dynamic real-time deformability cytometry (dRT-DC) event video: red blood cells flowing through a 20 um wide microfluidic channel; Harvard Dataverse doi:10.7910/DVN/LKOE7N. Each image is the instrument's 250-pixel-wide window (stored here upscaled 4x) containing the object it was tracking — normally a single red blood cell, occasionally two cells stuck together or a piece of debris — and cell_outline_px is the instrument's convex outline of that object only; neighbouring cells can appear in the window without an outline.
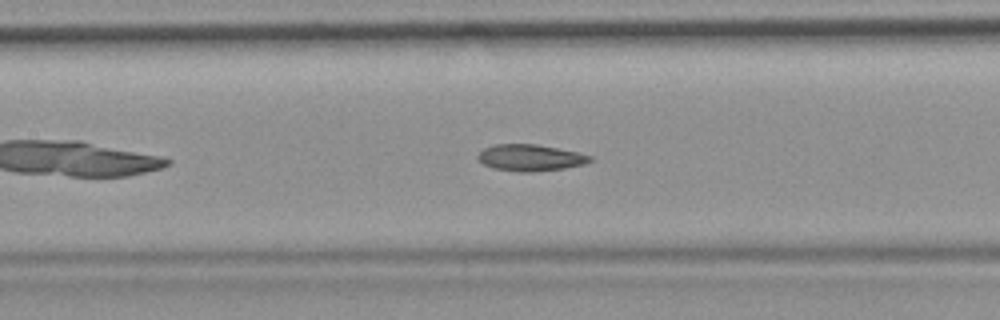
{"species": "common noctule bat (a hibernating species)", "species_latin": "Nyctalus noctula", "temperature_condition": "room temperature", "stored_images_in_passage": 42, "camera_frame_rate_fps": 3000, "um_per_image_px": 0.085, "animal": {"sex": "female", "body_mass_g": 19.9}, "frame": {"image": 1, "passage_image": 13, "time_ms": 4.0, "image_size_px": [1000, 320], "cell_outline_px": [[592, 160], [584, 164], [564, 168], [532, 172], [516, 172], [492, 168], [484, 164], [476, 156], [484, 148], [496, 144], [536, 144], [576, 152], [592, 156]], "centroid_in_image_um": [45.05, 13.41], "position_along_channel_um": 162.3, "area_um2": 17.22}, "authors_computed_cell_mechanics": {"area_um2": 17.5423, "velocity_mm_per_s": 3.7443, "shape_relaxation_time_tau1_ms": null, "shape_relaxation_time_tau2_ms": 4.2786, "deformation_change_tau1": null, "deformation_change_tau2": 0.1157}}